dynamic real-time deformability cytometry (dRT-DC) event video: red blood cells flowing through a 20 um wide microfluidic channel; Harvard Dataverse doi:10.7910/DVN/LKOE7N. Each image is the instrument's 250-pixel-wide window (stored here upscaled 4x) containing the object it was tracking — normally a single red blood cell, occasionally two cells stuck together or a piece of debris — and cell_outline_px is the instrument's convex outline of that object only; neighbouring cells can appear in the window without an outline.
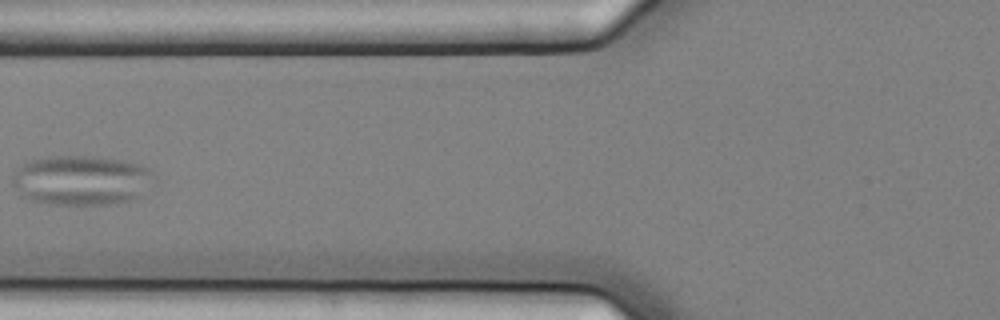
{"species": "common noctule bat (a hibernating species)", "species_latin": "Nyctalus noctula", "temperature_condition": "cold", "stored_images_in_passage": 8, "camera_frame_rate_fps": 3000, "um_per_image_px": 0.085, "animal": {"sex": "female", "body_mass_g": 25.1}, "frame": {"image": 1, "passage_image": 8, "time_ms": 2.333, "image_size_px": [1000, 320], "cell_outline_px": [[156, 184], [140, 196], [128, 200], [108, 204], [48, 204], [28, 200], [20, 196], [12, 184], [12, 176], [16, 168], [20, 164], [28, 160], [48, 156], [84, 156], [120, 160], [136, 164], [148, 168], [156, 176]], "centroid_in_image_um": [6.89, 15.33], "position_along_channel_um": 118.9, "area_um2": 41.67}}